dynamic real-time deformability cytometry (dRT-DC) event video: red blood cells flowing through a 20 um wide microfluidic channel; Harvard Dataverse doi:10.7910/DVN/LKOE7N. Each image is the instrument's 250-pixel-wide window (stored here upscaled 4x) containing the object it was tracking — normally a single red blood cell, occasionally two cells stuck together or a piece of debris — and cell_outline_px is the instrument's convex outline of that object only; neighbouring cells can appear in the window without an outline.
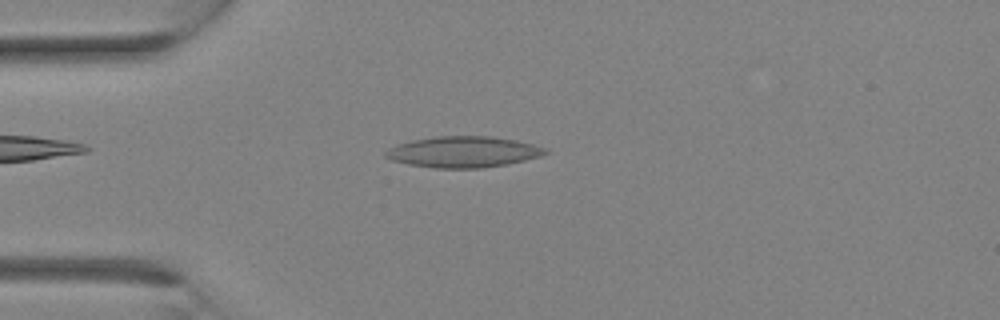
{"species": "Egyptian fruit bat (a non-hibernating species)", "species_latin": "Rousettus aegyptiacus", "temperature_condition": "room temperature", "stored_images_in_passage": 7, "camera_frame_rate_fps": 3000, "um_per_image_px": 0.085, "animal": {"sex": "female"}, "frame": {"image": 1, "passage_image": 4, "time_ms": 1.0, "image_size_px": [1000, 320], "cell_outline_px": [[548, 152], [540, 156], [524, 160], [504, 164], [480, 168], [432, 168], [408, 164], [392, 160], [384, 156], [384, 152], [388, 148], [412, 140], [436, 136], [492, 136], [516, 140], [532, 144], [544, 148]], "centroid_in_image_um": [39.34, 12.91], "position_along_channel_um": 45.7, "area_um2": 28.67}}
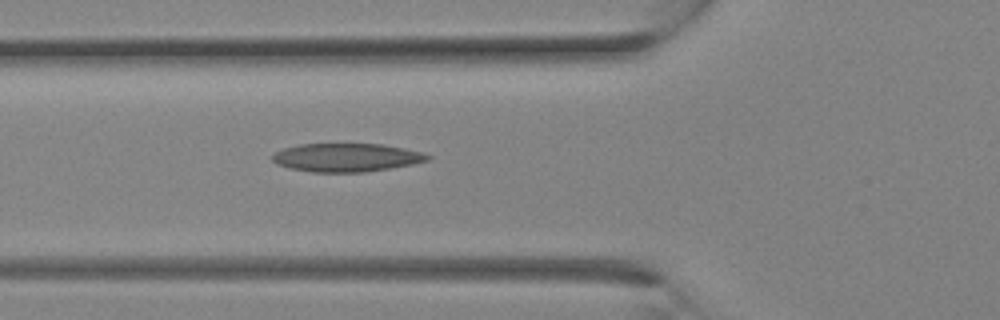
{"frame": {"image": 2, "passage_image": 7, "time_ms": 2.0, "image_size_px": [1000, 320], "cell_outline_px": [[432, 156], [428, 160], [412, 164], [364, 172], [312, 172], [288, 168], [276, 164], [272, 160], [272, 156], [276, 152], [284, 148], [300, 144], [380, 144], [404, 148], [424, 152]], "centroid_in_image_um": [29.44, 13.39], "position_along_channel_um": 96.4, "area_um2": 25.61}}